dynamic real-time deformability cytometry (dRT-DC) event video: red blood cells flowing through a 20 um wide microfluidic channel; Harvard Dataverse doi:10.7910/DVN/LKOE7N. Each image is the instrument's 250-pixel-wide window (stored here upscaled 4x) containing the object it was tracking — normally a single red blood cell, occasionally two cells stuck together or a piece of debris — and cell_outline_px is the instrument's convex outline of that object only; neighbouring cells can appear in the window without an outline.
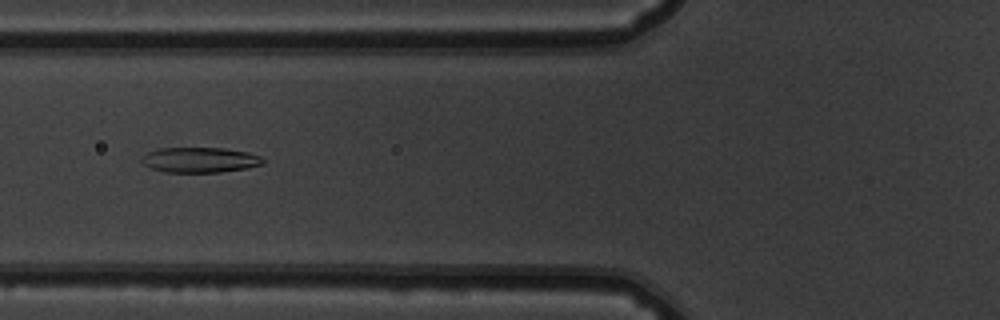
{"species": "common noctule bat (a hibernating species)", "species_latin": "Nyctalus noctula", "temperature_condition": "warm", "stored_images_in_passage": 52, "camera_frame_rate_fps": 3000, "um_per_image_px": 0.085, "animal": {"sex": "male", "body_mass_g": 19.5, "forearm_length_mm": 54.6}, "frame": {"image": 1, "passage_image": 21, "time_ms": 6.667, "image_size_px": [1000, 320], "cell_outline_px": [[264, 164], [248, 168], [220, 172], [164, 172], [152, 168], [144, 164], [140, 160], [148, 152], [160, 148], [224, 148], [248, 152], [260, 156], [264, 160]], "centroid_in_image_um": [17.02, 13.59], "position_along_channel_um": 108.8, "area_um2": 17.8}}
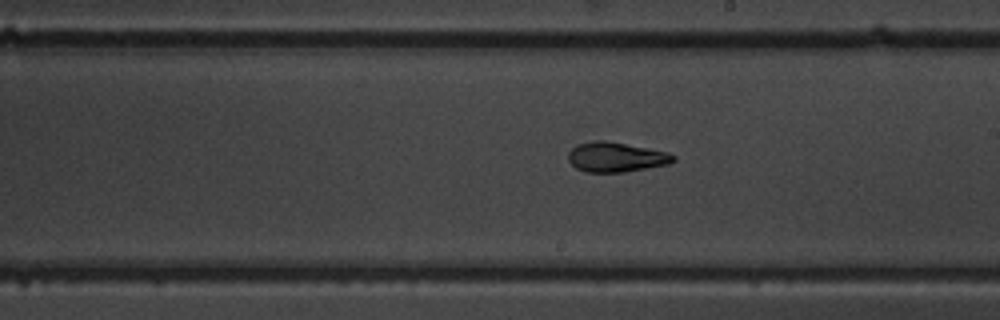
{"frame": {"image": 2, "passage_image": 31, "time_ms": 10.0, "image_size_px": [1000, 320], "cell_outline_px": [[676, 160], [668, 164], [624, 172], [584, 172], [576, 168], [568, 160], [568, 152], [576, 144], [592, 140], [604, 140], [668, 152], [676, 156]], "centroid_in_image_um": [52.33, 13.35], "position_along_channel_um": 236.7, "area_um2": 18.26}}
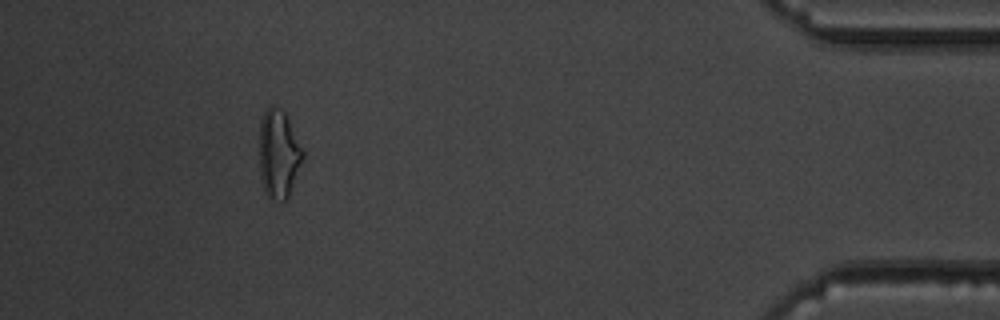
{"frame": {"image": 3, "passage_image": 49, "time_ms": 16.0, "image_size_px": [1000, 320], "cell_outline_px": [[304, 156], [288, 196], [284, 200], [268, 196], [264, 192], [260, 176], [260, 120], [264, 112], [272, 104], [280, 108], [284, 112], [304, 152]], "centroid_in_image_um": [23.67, 13.05], "position_along_channel_um": 411.5, "area_um2": 21.91}, "authors_computed_cell_mechanics": {"area_um2": 18.8428, "velocity_mm_per_s": 3.8352, "shape_relaxation_time_tau1_ms": 8.5661, "shape_relaxation_time_tau2_ms": 1.5607, "deformation_change_tau1": 0.2312, "deformation_change_tau2": 0.0867}}